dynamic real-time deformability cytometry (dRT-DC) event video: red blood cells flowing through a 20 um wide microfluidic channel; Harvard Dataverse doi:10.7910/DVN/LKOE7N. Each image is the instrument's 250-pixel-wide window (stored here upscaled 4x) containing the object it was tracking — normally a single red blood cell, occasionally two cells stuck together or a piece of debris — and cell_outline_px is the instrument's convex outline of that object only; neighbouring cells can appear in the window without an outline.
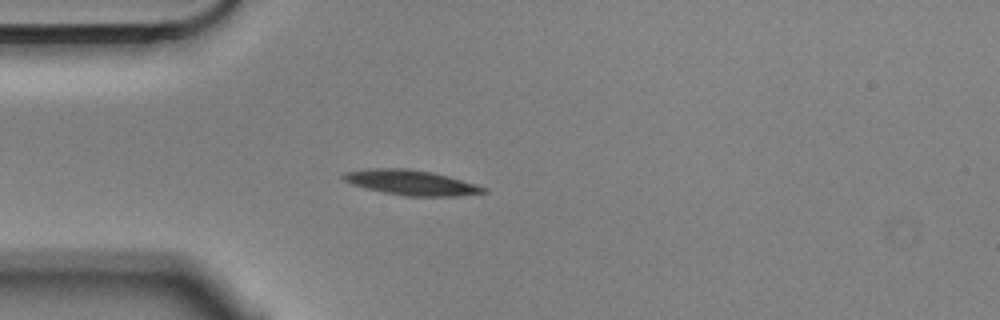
{"species": "Egyptian fruit bat (a non-hibernating species)", "species_latin": "Rousettus aegyptiacus", "temperature_condition": "cold", "stored_images_in_passage": 3, "camera_frame_rate_fps": 3000, "um_per_image_px": 0.085, "animal": {"sex": "male"}, "frame": {"image": 1, "passage_image": 2, "time_ms": 0.333, "image_size_px": [1000, 320], "cell_outline_px": [[488, 192], [460, 196], [404, 196], [364, 188], [352, 184], [344, 180], [340, 176], [344, 172], [368, 168], [408, 168], [432, 172], [448, 176], [476, 184], [488, 188]], "centroid_in_image_um": [34.95, 15.51], "position_along_channel_um": 50.1, "area_um2": 20.63}}